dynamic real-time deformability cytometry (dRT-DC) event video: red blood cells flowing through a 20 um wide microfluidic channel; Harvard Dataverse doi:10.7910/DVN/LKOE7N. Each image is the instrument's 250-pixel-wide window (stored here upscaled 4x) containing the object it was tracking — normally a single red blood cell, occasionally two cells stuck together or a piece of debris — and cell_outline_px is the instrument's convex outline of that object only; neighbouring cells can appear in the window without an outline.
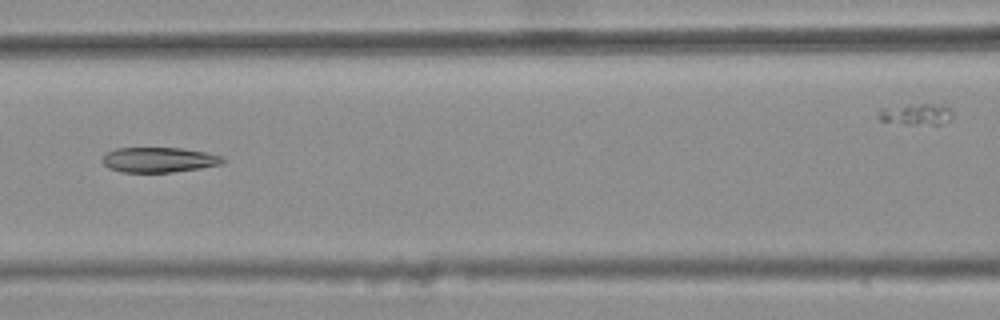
{"species": "common noctule bat (a hibernating species)", "species_latin": "Nyctalus noctula", "temperature_condition": "warm", "stored_images_in_passage": 5, "camera_frame_rate_fps": 3000, "um_per_image_px": 0.085, "animal": {"sex": "female", "body_mass_g": 25.1}, "frame": {"image": 1, "passage_image": 4, "time_ms": 1.0, "image_size_px": [1000, 320], "cell_outline_px": [[224, 164], [200, 168], [172, 172], [120, 172], [108, 168], [104, 164], [104, 156], [108, 152], [116, 148], [180, 148], [204, 152], [220, 156], [224, 160]], "centroid_in_image_um": [13.51, 13.59], "position_along_channel_um": 153.1, "area_um2": 17.4}}